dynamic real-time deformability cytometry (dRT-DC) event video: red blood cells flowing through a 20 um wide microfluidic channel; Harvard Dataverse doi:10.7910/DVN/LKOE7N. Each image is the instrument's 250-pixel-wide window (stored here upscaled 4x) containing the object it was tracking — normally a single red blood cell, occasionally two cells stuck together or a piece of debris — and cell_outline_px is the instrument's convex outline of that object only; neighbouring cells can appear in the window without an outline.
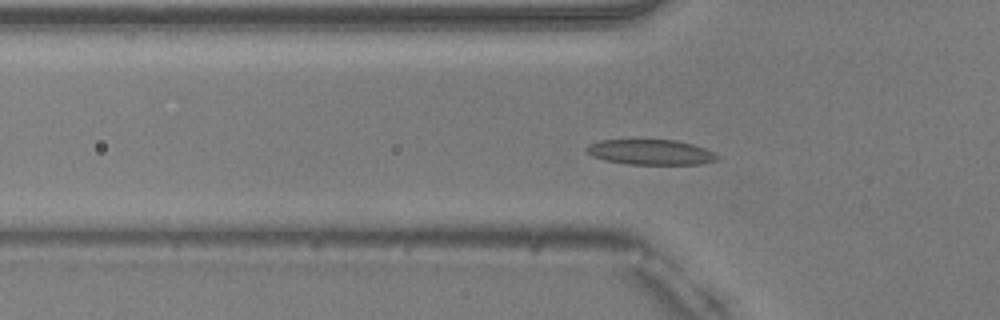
{"species": "common noctule bat (a hibernating species)", "species_latin": "Nyctalus noctula", "temperature_condition": "warm", "stored_images_in_passage": 53, "camera_frame_rate_fps": 3000, "um_per_image_px": 0.085, "animal": {"sex": "male", "body_mass_g": 20.5, "forearm_length_mm": 52.5}, "frame": {"image": 1, "passage_image": 18, "time_ms": 5.667, "image_size_px": [1000, 320], "cell_outline_px": [[720, 160], [704, 164], [628, 164], [604, 160], [592, 156], [584, 148], [588, 144], [600, 140], [676, 140], [692, 144], [704, 148], [720, 156]], "centroid_in_image_um": [55.32, 12.94], "position_along_channel_um": 70.5, "area_um2": 19.31}}
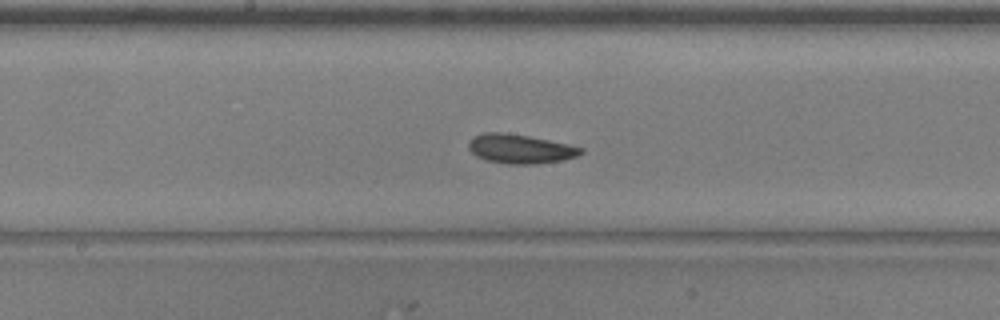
{"frame": {"image": 2, "passage_image": 28, "time_ms": 9.0, "image_size_px": [1000, 320], "cell_outline_px": [[584, 152], [576, 156], [564, 160], [536, 164], [508, 164], [484, 160], [476, 156], [468, 148], [468, 140], [472, 136], [484, 132], [500, 132], [528, 136], [568, 144], [584, 148]], "centroid_in_image_um": [44.18, 12.65], "position_along_channel_um": 204.0, "area_um2": 19.25}}
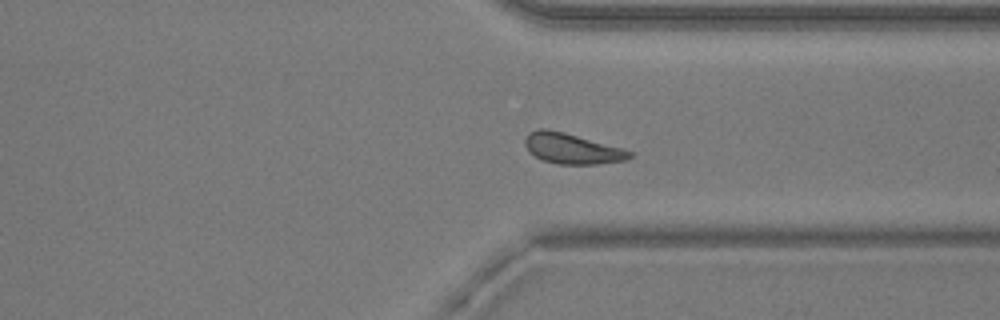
{"frame": {"image": 3, "passage_image": 40, "time_ms": 13.0, "image_size_px": [1000, 320], "cell_outline_px": [[632, 156], [624, 160], [596, 164], [560, 164], [544, 160], [528, 152], [524, 144], [524, 140], [528, 132], [540, 128], [544, 128], [564, 132], [624, 148], [632, 152]], "centroid_in_image_um": [48.59, 12.61], "position_along_channel_um": 362.8, "area_um2": 18.55}, "authors_computed_cell_mechanics": {"area_um2": 18.7272, "velocity_mm_per_s": 3.9852, "shape_relaxation_time_tau1_ms": 3.234, "shape_relaxation_time_tau2_ms": 3.4205, "deformation_change_tau1": 0.11, "deformation_change_tau2": 0.0842}}